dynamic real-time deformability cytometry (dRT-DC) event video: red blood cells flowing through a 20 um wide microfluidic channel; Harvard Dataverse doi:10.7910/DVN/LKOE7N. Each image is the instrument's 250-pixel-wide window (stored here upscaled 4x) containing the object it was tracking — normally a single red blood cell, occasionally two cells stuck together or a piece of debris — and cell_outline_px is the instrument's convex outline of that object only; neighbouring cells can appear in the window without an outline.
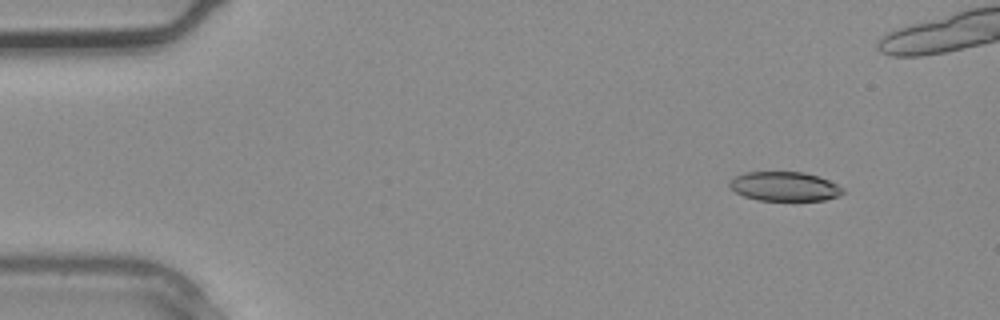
{"species": "common noctule bat (a hibernating species)", "species_latin": "Nyctalus noctula", "temperature_condition": "warm", "stored_images_in_passage": 4, "camera_frame_rate_fps": 3000, "um_per_image_px": 0.085, "animal": {"sex": "male", "body_mass_g": 20.4}, "frame": {"image": 1, "passage_image": 1, "time_ms": 0.0, "image_size_px": [1000, 320], "cell_outline_px": [[844, 192], [840, 196], [824, 200], [756, 200], [744, 196], [736, 192], [728, 184], [728, 180], [744, 172], [804, 172], [828, 180], [844, 188]], "centroid_in_image_um": [66.68, 15.84], "position_along_channel_um": 18.3, "area_um2": 19.31}}